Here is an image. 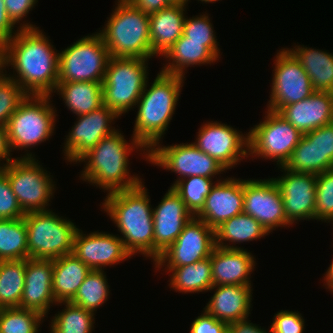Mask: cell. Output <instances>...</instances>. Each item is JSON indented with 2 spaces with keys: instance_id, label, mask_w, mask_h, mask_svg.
Wrapping results in <instances>:
<instances>
[{
  "instance_id": "1",
  "label": "cell",
  "mask_w": 333,
  "mask_h": 333,
  "mask_svg": "<svg viewBox=\"0 0 333 333\" xmlns=\"http://www.w3.org/2000/svg\"><path fill=\"white\" fill-rule=\"evenodd\" d=\"M53 48L54 45L39 28L20 29L0 49V69L6 73V67L11 65L15 75H6L28 95H52L59 71V52Z\"/></svg>"
},
{
  "instance_id": "2",
  "label": "cell",
  "mask_w": 333,
  "mask_h": 333,
  "mask_svg": "<svg viewBox=\"0 0 333 333\" xmlns=\"http://www.w3.org/2000/svg\"><path fill=\"white\" fill-rule=\"evenodd\" d=\"M131 137L132 141L129 144L124 135L117 130L102 138L78 161V163L85 162L79 176L81 180L99 186L100 190L108 191L107 194L138 186L143 179L129 173L128 156L133 150L140 149L144 151L142 154L149 161V151L133 136Z\"/></svg>"
},
{
  "instance_id": "3",
  "label": "cell",
  "mask_w": 333,
  "mask_h": 333,
  "mask_svg": "<svg viewBox=\"0 0 333 333\" xmlns=\"http://www.w3.org/2000/svg\"><path fill=\"white\" fill-rule=\"evenodd\" d=\"M138 186L106 194L103 210L112 219L131 255L141 254L154 263L153 207L147 188Z\"/></svg>"
},
{
  "instance_id": "4",
  "label": "cell",
  "mask_w": 333,
  "mask_h": 333,
  "mask_svg": "<svg viewBox=\"0 0 333 333\" xmlns=\"http://www.w3.org/2000/svg\"><path fill=\"white\" fill-rule=\"evenodd\" d=\"M185 77L160 71L146 86L137 101L132 136L148 151L160 143L178 105Z\"/></svg>"
},
{
  "instance_id": "5",
  "label": "cell",
  "mask_w": 333,
  "mask_h": 333,
  "mask_svg": "<svg viewBox=\"0 0 333 333\" xmlns=\"http://www.w3.org/2000/svg\"><path fill=\"white\" fill-rule=\"evenodd\" d=\"M117 3L106 25L98 32L110 57H155L151 49L149 15L128 0H117Z\"/></svg>"
},
{
  "instance_id": "6",
  "label": "cell",
  "mask_w": 333,
  "mask_h": 333,
  "mask_svg": "<svg viewBox=\"0 0 333 333\" xmlns=\"http://www.w3.org/2000/svg\"><path fill=\"white\" fill-rule=\"evenodd\" d=\"M50 97L52 96L27 95L9 118L6 129L11 151H27L25 155L17 158H36L35 154L32 155L27 149L37 146L53 135L58 115Z\"/></svg>"
},
{
  "instance_id": "7",
  "label": "cell",
  "mask_w": 333,
  "mask_h": 333,
  "mask_svg": "<svg viewBox=\"0 0 333 333\" xmlns=\"http://www.w3.org/2000/svg\"><path fill=\"white\" fill-rule=\"evenodd\" d=\"M149 59L110 57L102 83L103 104L119 117L135 108L148 81Z\"/></svg>"
},
{
  "instance_id": "8",
  "label": "cell",
  "mask_w": 333,
  "mask_h": 333,
  "mask_svg": "<svg viewBox=\"0 0 333 333\" xmlns=\"http://www.w3.org/2000/svg\"><path fill=\"white\" fill-rule=\"evenodd\" d=\"M28 258L55 260L73 251L79 228L53 210L29 212L24 216Z\"/></svg>"
},
{
  "instance_id": "9",
  "label": "cell",
  "mask_w": 333,
  "mask_h": 333,
  "mask_svg": "<svg viewBox=\"0 0 333 333\" xmlns=\"http://www.w3.org/2000/svg\"><path fill=\"white\" fill-rule=\"evenodd\" d=\"M23 212L47 211L55 182L35 158H16L0 168ZM48 206V207H47Z\"/></svg>"
},
{
  "instance_id": "10",
  "label": "cell",
  "mask_w": 333,
  "mask_h": 333,
  "mask_svg": "<svg viewBox=\"0 0 333 333\" xmlns=\"http://www.w3.org/2000/svg\"><path fill=\"white\" fill-rule=\"evenodd\" d=\"M109 58L98 32L83 36L59 53L58 82H103Z\"/></svg>"
},
{
  "instance_id": "11",
  "label": "cell",
  "mask_w": 333,
  "mask_h": 333,
  "mask_svg": "<svg viewBox=\"0 0 333 333\" xmlns=\"http://www.w3.org/2000/svg\"><path fill=\"white\" fill-rule=\"evenodd\" d=\"M259 124L248 132L249 155L251 158H264L284 166L303 134L286 121L278 112L267 109Z\"/></svg>"
},
{
  "instance_id": "12",
  "label": "cell",
  "mask_w": 333,
  "mask_h": 333,
  "mask_svg": "<svg viewBox=\"0 0 333 333\" xmlns=\"http://www.w3.org/2000/svg\"><path fill=\"white\" fill-rule=\"evenodd\" d=\"M149 162L178 175L171 188L186 177L203 176L212 179L226 172L216 159L199 150L193 143L169 146L157 143L149 151Z\"/></svg>"
},
{
  "instance_id": "13",
  "label": "cell",
  "mask_w": 333,
  "mask_h": 333,
  "mask_svg": "<svg viewBox=\"0 0 333 333\" xmlns=\"http://www.w3.org/2000/svg\"><path fill=\"white\" fill-rule=\"evenodd\" d=\"M280 50L274 58L271 94L266 108L275 112L309 97L315 91L301 63L287 48Z\"/></svg>"
},
{
  "instance_id": "14",
  "label": "cell",
  "mask_w": 333,
  "mask_h": 333,
  "mask_svg": "<svg viewBox=\"0 0 333 333\" xmlns=\"http://www.w3.org/2000/svg\"><path fill=\"white\" fill-rule=\"evenodd\" d=\"M215 247V230L203 220L193 216L175 242L154 262V267L158 268L156 269L158 271L165 267L164 270L166 269L169 273L172 268L210 257Z\"/></svg>"
},
{
  "instance_id": "15",
  "label": "cell",
  "mask_w": 333,
  "mask_h": 333,
  "mask_svg": "<svg viewBox=\"0 0 333 333\" xmlns=\"http://www.w3.org/2000/svg\"><path fill=\"white\" fill-rule=\"evenodd\" d=\"M192 143L216 159L226 171L249 156L248 132L243 135L236 128L218 121L204 122Z\"/></svg>"
},
{
  "instance_id": "16",
  "label": "cell",
  "mask_w": 333,
  "mask_h": 333,
  "mask_svg": "<svg viewBox=\"0 0 333 333\" xmlns=\"http://www.w3.org/2000/svg\"><path fill=\"white\" fill-rule=\"evenodd\" d=\"M243 213L252 216L269 233L278 227H289L284 212L282 194L273 177L244 180Z\"/></svg>"
},
{
  "instance_id": "17",
  "label": "cell",
  "mask_w": 333,
  "mask_h": 333,
  "mask_svg": "<svg viewBox=\"0 0 333 333\" xmlns=\"http://www.w3.org/2000/svg\"><path fill=\"white\" fill-rule=\"evenodd\" d=\"M117 118L119 116L104 104L90 113L79 115L65 136L64 158L70 163H78L102 138L118 130L111 126Z\"/></svg>"
},
{
  "instance_id": "18",
  "label": "cell",
  "mask_w": 333,
  "mask_h": 333,
  "mask_svg": "<svg viewBox=\"0 0 333 333\" xmlns=\"http://www.w3.org/2000/svg\"><path fill=\"white\" fill-rule=\"evenodd\" d=\"M281 177L273 178L282 194L284 212L287 221L292 225L300 220L315 219L316 175L297 173L278 167Z\"/></svg>"
},
{
  "instance_id": "19",
  "label": "cell",
  "mask_w": 333,
  "mask_h": 333,
  "mask_svg": "<svg viewBox=\"0 0 333 333\" xmlns=\"http://www.w3.org/2000/svg\"><path fill=\"white\" fill-rule=\"evenodd\" d=\"M72 253L91 270H104L106 266L111 267L132 258L119 235L103 231L84 234L81 229L74 237Z\"/></svg>"
},
{
  "instance_id": "20",
  "label": "cell",
  "mask_w": 333,
  "mask_h": 333,
  "mask_svg": "<svg viewBox=\"0 0 333 333\" xmlns=\"http://www.w3.org/2000/svg\"><path fill=\"white\" fill-rule=\"evenodd\" d=\"M244 179L216 180L202 209L195 215L215 230L228 219L243 213Z\"/></svg>"
},
{
  "instance_id": "21",
  "label": "cell",
  "mask_w": 333,
  "mask_h": 333,
  "mask_svg": "<svg viewBox=\"0 0 333 333\" xmlns=\"http://www.w3.org/2000/svg\"><path fill=\"white\" fill-rule=\"evenodd\" d=\"M153 209L154 262L175 242L184 226L193 217L181 197L170 187Z\"/></svg>"
},
{
  "instance_id": "22",
  "label": "cell",
  "mask_w": 333,
  "mask_h": 333,
  "mask_svg": "<svg viewBox=\"0 0 333 333\" xmlns=\"http://www.w3.org/2000/svg\"><path fill=\"white\" fill-rule=\"evenodd\" d=\"M53 260L26 259L25 284L18 308L31 309L44 317L56 305L52 292Z\"/></svg>"
},
{
  "instance_id": "23",
  "label": "cell",
  "mask_w": 333,
  "mask_h": 333,
  "mask_svg": "<svg viewBox=\"0 0 333 333\" xmlns=\"http://www.w3.org/2000/svg\"><path fill=\"white\" fill-rule=\"evenodd\" d=\"M278 113L302 134L333 122V92L314 91L309 97L282 107Z\"/></svg>"
},
{
  "instance_id": "24",
  "label": "cell",
  "mask_w": 333,
  "mask_h": 333,
  "mask_svg": "<svg viewBox=\"0 0 333 333\" xmlns=\"http://www.w3.org/2000/svg\"><path fill=\"white\" fill-rule=\"evenodd\" d=\"M254 259L253 254L246 249H226L216 246L211 254L213 286H252L250 278L256 266Z\"/></svg>"
},
{
  "instance_id": "25",
  "label": "cell",
  "mask_w": 333,
  "mask_h": 333,
  "mask_svg": "<svg viewBox=\"0 0 333 333\" xmlns=\"http://www.w3.org/2000/svg\"><path fill=\"white\" fill-rule=\"evenodd\" d=\"M211 290L215 292L204 310L217 320L230 324L245 320L251 314L252 286L219 285L212 286Z\"/></svg>"
},
{
  "instance_id": "26",
  "label": "cell",
  "mask_w": 333,
  "mask_h": 333,
  "mask_svg": "<svg viewBox=\"0 0 333 333\" xmlns=\"http://www.w3.org/2000/svg\"><path fill=\"white\" fill-rule=\"evenodd\" d=\"M186 7L182 4H171L149 15L151 49L154 56H164L183 35Z\"/></svg>"
},
{
  "instance_id": "27",
  "label": "cell",
  "mask_w": 333,
  "mask_h": 333,
  "mask_svg": "<svg viewBox=\"0 0 333 333\" xmlns=\"http://www.w3.org/2000/svg\"><path fill=\"white\" fill-rule=\"evenodd\" d=\"M90 271L73 253L53 260L52 292L56 303L70 302Z\"/></svg>"
},
{
  "instance_id": "28",
  "label": "cell",
  "mask_w": 333,
  "mask_h": 333,
  "mask_svg": "<svg viewBox=\"0 0 333 333\" xmlns=\"http://www.w3.org/2000/svg\"><path fill=\"white\" fill-rule=\"evenodd\" d=\"M166 65L160 71L184 77L187 67L194 65L213 64L219 60L206 46L204 42L187 41L183 35L173 44L164 55ZM202 64V65H201Z\"/></svg>"
},
{
  "instance_id": "29",
  "label": "cell",
  "mask_w": 333,
  "mask_h": 333,
  "mask_svg": "<svg viewBox=\"0 0 333 333\" xmlns=\"http://www.w3.org/2000/svg\"><path fill=\"white\" fill-rule=\"evenodd\" d=\"M307 72L315 91L333 92V54L327 51L294 45L287 48Z\"/></svg>"
},
{
  "instance_id": "30",
  "label": "cell",
  "mask_w": 333,
  "mask_h": 333,
  "mask_svg": "<svg viewBox=\"0 0 333 333\" xmlns=\"http://www.w3.org/2000/svg\"><path fill=\"white\" fill-rule=\"evenodd\" d=\"M103 82H58L53 93L62 97L65 105L77 116L103 105Z\"/></svg>"
},
{
  "instance_id": "31",
  "label": "cell",
  "mask_w": 333,
  "mask_h": 333,
  "mask_svg": "<svg viewBox=\"0 0 333 333\" xmlns=\"http://www.w3.org/2000/svg\"><path fill=\"white\" fill-rule=\"evenodd\" d=\"M266 235H269V232L262 224L252 216L241 213L228 219L215 229V244L226 249H244L235 246V244L257 240ZM227 241L232 242V245Z\"/></svg>"
},
{
  "instance_id": "32",
  "label": "cell",
  "mask_w": 333,
  "mask_h": 333,
  "mask_svg": "<svg viewBox=\"0 0 333 333\" xmlns=\"http://www.w3.org/2000/svg\"><path fill=\"white\" fill-rule=\"evenodd\" d=\"M169 288L179 293L207 292L213 286L211 255L189 265L172 268Z\"/></svg>"
},
{
  "instance_id": "33",
  "label": "cell",
  "mask_w": 333,
  "mask_h": 333,
  "mask_svg": "<svg viewBox=\"0 0 333 333\" xmlns=\"http://www.w3.org/2000/svg\"><path fill=\"white\" fill-rule=\"evenodd\" d=\"M26 259L0 261V308L19 307L25 284Z\"/></svg>"
},
{
  "instance_id": "34",
  "label": "cell",
  "mask_w": 333,
  "mask_h": 333,
  "mask_svg": "<svg viewBox=\"0 0 333 333\" xmlns=\"http://www.w3.org/2000/svg\"><path fill=\"white\" fill-rule=\"evenodd\" d=\"M28 259L24 218L0 219V261Z\"/></svg>"
},
{
  "instance_id": "35",
  "label": "cell",
  "mask_w": 333,
  "mask_h": 333,
  "mask_svg": "<svg viewBox=\"0 0 333 333\" xmlns=\"http://www.w3.org/2000/svg\"><path fill=\"white\" fill-rule=\"evenodd\" d=\"M66 307L51 319L50 333H92L94 313L71 302H59Z\"/></svg>"
},
{
  "instance_id": "36",
  "label": "cell",
  "mask_w": 333,
  "mask_h": 333,
  "mask_svg": "<svg viewBox=\"0 0 333 333\" xmlns=\"http://www.w3.org/2000/svg\"><path fill=\"white\" fill-rule=\"evenodd\" d=\"M109 288L103 269L91 270L70 302L95 314L97 308L106 303Z\"/></svg>"
},
{
  "instance_id": "37",
  "label": "cell",
  "mask_w": 333,
  "mask_h": 333,
  "mask_svg": "<svg viewBox=\"0 0 333 333\" xmlns=\"http://www.w3.org/2000/svg\"><path fill=\"white\" fill-rule=\"evenodd\" d=\"M44 316L31 309L0 308V333H38Z\"/></svg>"
},
{
  "instance_id": "38",
  "label": "cell",
  "mask_w": 333,
  "mask_h": 333,
  "mask_svg": "<svg viewBox=\"0 0 333 333\" xmlns=\"http://www.w3.org/2000/svg\"><path fill=\"white\" fill-rule=\"evenodd\" d=\"M203 176H190L178 181L172 189L181 197L186 208L195 216L203 207L215 182Z\"/></svg>"
},
{
  "instance_id": "39",
  "label": "cell",
  "mask_w": 333,
  "mask_h": 333,
  "mask_svg": "<svg viewBox=\"0 0 333 333\" xmlns=\"http://www.w3.org/2000/svg\"><path fill=\"white\" fill-rule=\"evenodd\" d=\"M291 172L318 174V150L316 140L303 134L289 160L283 166Z\"/></svg>"
},
{
  "instance_id": "40",
  "label": "cell",
  "mask_w": 333,
  "mask_h": 333,
  "mask_svg": "<svg viewBox=\"0 0 333 333\" xmlns=\"http://www.w3.org/2000/svg\"><path fill=\"white\" fill-rule=\"evenodd\" d=\"M214 28L209 16L201 14L186 18L184 21L183 36L187 37V41L204 42L206 46L218 59L220 58V49L218 41L214 33Z\"/></svg>"
},
{
  "instance_id": "41",
  "label": "cell",
  "mask_w": 333,
  "mask_h": 333,
  "mask_svg": "<svg viewBox=\"0 0 333 333\" xmlns=\"http://www.w3.org/2000/svg\"><path fill=\"white\" fill-rule=\"evenodd\" d=\"M27 95L16 81L0 69V126L6 127L9 118Z\"/></svg>"
},
{
  "instance_id": "42",
  "label": "cell",
  "mask_w": 333,
  "mask_h": 333,
  "mask_svg": "<svg viewBox=\"0 0 333 333\" xmlns=\"http://www.w3.org/2000/svg\"><path fill=\"white\" fill-rule=\"evenodd\" d=\"M315 220L333 221V169L316 175Z\"/></svg>"
},
{
  "instance_id": "43",
  "label": "cell",
  "mask_w": 333,
  "mask_h": 333,
  "mask_svg": "<svg viewBox=\"0 0 333 333\" xmlns=\"http://www.w3.org/2000/svg\"><path fill=\"white\" fill-rule=\"evenodd\" d=\"M309 140H316L318 174L333 169V122L305 133Z\"/></svg>"
},
{
  "instance_id": "44",
  "label": "cell",
  "mask_w": 333,
  "mask_h": 333,
  "mask_svg": "<svg viewBox=\"0 0 333 333\" xmlns=\"http://www.w3.org/2000/svg\"><path fill=\"white\" fill-rule=\"evenodd\" d=\"M24 216L6 174L0 169V219H20Z\"/></svg>"
},
{
  "instance_id": "45",
  "label": "cell",
  "mask_w": 333,
  "mask_h": 333,
  "mask_svg": "<svg viewBox=\"0 0 333 333\" xmlns=\"http://www.w3.org/2000/svg\"><path fill=\"white\" fill-rule=\"evenodd\" d=\"M305 320L298 311L281 310L270 325L272 333H304Z\"/></svg>"
},
{
  "instance_id": "46",
  "label": "cell",
  "mask_w": 333,
  "mask_h": 333,
  "mask_svg": "<svg viewBox=\"0 0 333 333\" xmlns=\"http://www.w3.org/2000/svg\"><path fill=\"white\" fill-rule=\"evenodd\" d=\"M15 24L12 22V20L9 18L4 0H0V49L8 43L20 29H35L39 28L36 25L29 23H23L20 24L19 27H17V30H14Z\"/></svg>"
},
{
  "instance_id": "47",
  "label": "cell",
  "mask_w": 333,
  "mask_h": 333,
  "mask_svg": "<svg viewBox=\"0 0 333 333\" xmlns=\"http://www.w3.org/2000/svg\"><path fill=\"white\" fill-rule=\"evenodd\" d=\"M191 323L190 333H228V324L217 320L205 310Z\"/></svg>"
},
{
  "instance_id": "48",
  "label": "cell",
  "mask_w": 333,
  "mask_h": 333,
  "mask_svg": "<svg viewBox=\"0 0 333 333\" xmlns=\"http://www.w3.org/2000/svg\"><path fill=\"white\" fill-rule=\"evenodd\" d=\"M4 2L9 18L17 25L26 18L38 0H4Z\"/></svg>"
},
{
  "instance_id": "49",
  "label": "cell",
  "mask_w": 333,
  "mask_h": 333,
  "mask_svg": "<svg viewBox=\"0 0 333 333\" xmlns=\"http://www.w3.org/2000/svg\"><path fill=\"white\" fill-rule=\"evenodd\" d=\"M142 12L151 15L171 5L169 0H128Z\"/></svg>"
},
{
  "instance_id": "50",
  "label": "cell",
  "mask_w": 333,
  "mask_h": 333,
  "mask_svg": "<svg viewBox=\"0 0 333 333\" xmlns=\"http://www.w3.org/2000/svg\"><path fill=\"white\" fill-rule=\"evenodd\" d=\"M269 330L261 329V326L253 324L248 318L228 324V333H272L271 328Z\"/></svg>"
},
{
  "instance_id": "51",
  "label": "cell",
  "mask_w": 333,
  "mask_h": 333,
  "mask_svg": "<svg viewBox=\"0 0 333 333\" xmlns=\"http://www.w3.org/2000/svg\"><path fill=\"white\" fill-rule=\"evenodd\" d=\"M12 152L10 149V145L8 142V135H7V129L5 126H0V168L2 167V165H6L8 164L10 161L16 159L12 158L10 155ZM2 159V160H1ZM1 161L6 162V163H1Z\"/></svg>"
},
{
  "instance_id": "52",
  "label": "cell",
  "mask_w": 333,
  "mask_h": 333,
  "mask_svg": "<svg viewBox=\"0 0 333 333\" xmlns=\"http://www.w3.org/2000/svg\"><path fill=\"white\" fill-rule=\"evenodd\" d=\"M324 285L326 289H329L331 293H333V260L331 265L328 267V270L325 272L324 275Z\"/></svg>"
},
{
  "instance_id": "53",
  "label": "cell",
  "mask_w": 333,
  "mask_h": 333,
  "mask_svg": "<svg viewBox=\"0 0 333 333\" xmlns=\"http://www.w3.org/2000/svg\"><path fill=\"white\" fill-rule=\"evenodd\" d=\"M171 4H182L188 6V1L190 0H169Z\"/></svg>"
},
{
  "instance_id": "54",
  "label": "cell",
  "mask_w": 333,
  "mask_h": 333,
  "mask_svg": "<svg viewBox=\"0 0 333 333\" xmlns=\"http://www.w3.org/2000/svg\"><path fill=\"white\" fill-rule=\"evenodd\" d=\"M198 1H201L202 3L204 2V3H214V2H216V1H220V0H198Z\"/></svg>"
}]
</instances>
